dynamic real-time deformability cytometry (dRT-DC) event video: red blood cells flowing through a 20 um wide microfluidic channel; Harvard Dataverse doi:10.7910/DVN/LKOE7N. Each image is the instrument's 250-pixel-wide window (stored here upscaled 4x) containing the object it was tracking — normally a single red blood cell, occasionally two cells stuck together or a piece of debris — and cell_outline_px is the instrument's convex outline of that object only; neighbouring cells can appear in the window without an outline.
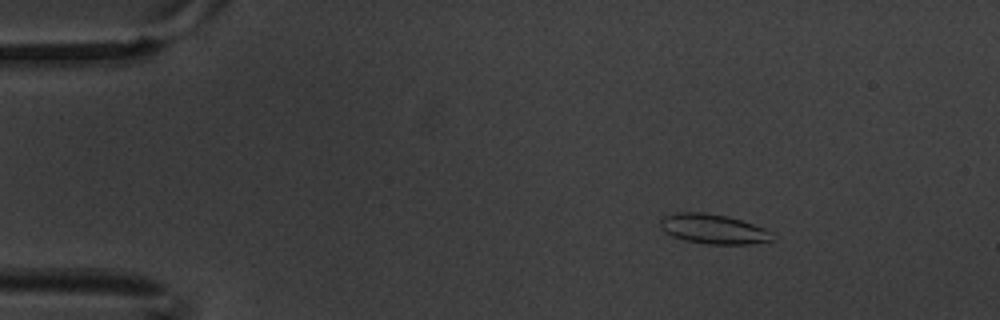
{"species": "common noctule bat (a hibernating species)", "species_latin": "Nyctalus noctula", "temperature_condition": "warm", "stored_images_in_passage": 8, "camera_frame_rate_fps": 3000, "um_per_image_px": 0.085, "animal": {"sex": "male", "body_mass_g": 20.1, "forearm_length_mm": 53.5}, "frame": {"image": 1, "passage_image": 3, "time_ms": 0.667, "image_size_px": [1000, 320], "cell_outline_px": [[776, 240], [748, 244], [708, 244], [684, 240], [672, 236], [664, 232], [660, 228], [660, 220], [664, 216], [676, 212], [704, 212], [728, 216], [764, 228]], "centroid_in_image_um": [60.58, 19.46], "position_along_channel_um": 24.4, "area_um2": 19.36}}
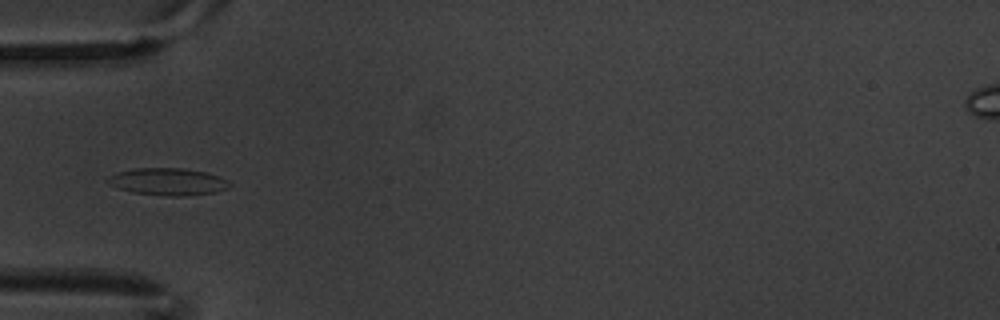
{"frame": {"image": 2, "passage_image": 6, "time_ms": 1.667, "image_size_px": [1000, 320], "cell_outline_px": [[232, 184], [228, 188], [216, 192], [184, 196], [168, 196], [132, 192], [116, 188], [108, 184], [108, 176], [116, 172], [132, 168], [184, 168], [208, 172], [220, 176]], "centroid_in_image_um": [14.27, 15.43], "position_along_channel_um": 70.7, "area_um2": 19.54}}
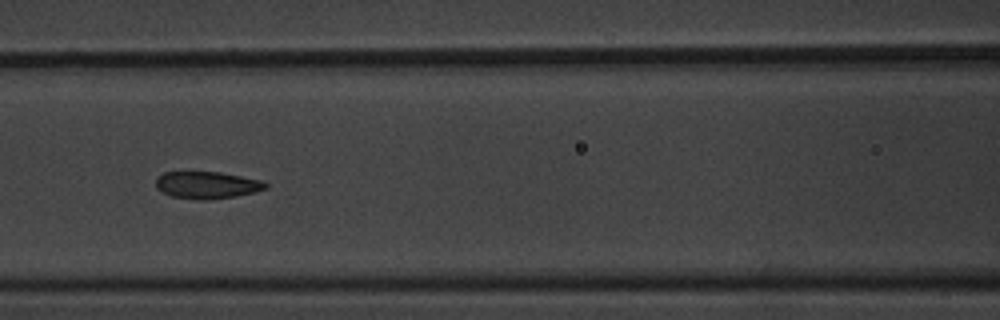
{"frame": {"image": 3, "passage_image": 8, "time_ms": 2.333, "image_size_px": [1000, 320], "cell_outline_px": [[268, 188], [256, 192], [236, 196], [208, 200], [196, 200], [172, 196], [160, 192], [156, 188], [156, 176], [164, 172], [220, 172], [264, 180], [268, 184]], "centroid_in_image_um": [17.61, 15.73], "position_along_channel_um": 149.0, "area_um2": 17.69}}